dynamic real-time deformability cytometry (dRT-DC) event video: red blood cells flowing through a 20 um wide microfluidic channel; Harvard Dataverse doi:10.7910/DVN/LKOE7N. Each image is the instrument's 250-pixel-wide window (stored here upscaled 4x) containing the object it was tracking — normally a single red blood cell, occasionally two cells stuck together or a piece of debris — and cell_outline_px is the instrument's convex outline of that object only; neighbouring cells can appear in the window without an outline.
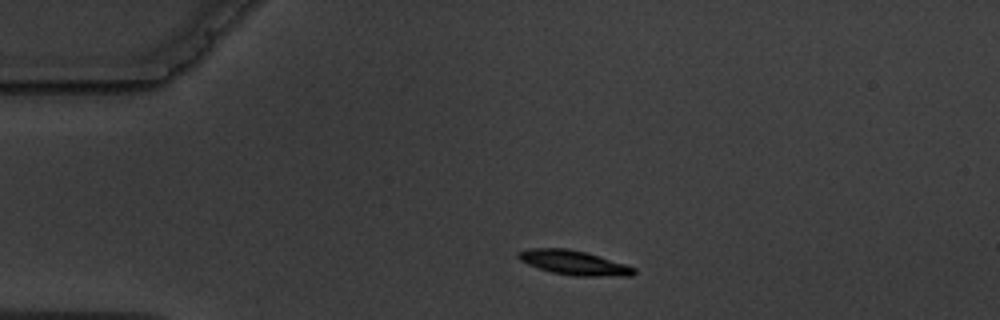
{"species": "common noctule bat (a hibernating species)", "species_latin": "Nyctalus noctula", "temperature_condition": "warm", "stored_images_in_passage": 2, "camera_frame_rate_fps": 3000, "um_per_image_px": 0.085, "animal": {"sex": "male", "body_mass_g": 19.5, "forearm_length_mm": 54.6}, "frame": {"image": 1, "passage_image": 1, "time_ms": 0.0, "image_size_px": [1000, 320], "cell_outline_px": [[636, 272], [632, 276], [576, 276], [552, 272], [528, 264], [520, 260], [516, 256], [516, 252], [528, 248], [568, 248], [584, 252], [624, 264], [636, 268]], "centroid_in_image_um": [48.75, 22.32], "position_along_channel_um": 36.3, "area_um2": 16.3}}